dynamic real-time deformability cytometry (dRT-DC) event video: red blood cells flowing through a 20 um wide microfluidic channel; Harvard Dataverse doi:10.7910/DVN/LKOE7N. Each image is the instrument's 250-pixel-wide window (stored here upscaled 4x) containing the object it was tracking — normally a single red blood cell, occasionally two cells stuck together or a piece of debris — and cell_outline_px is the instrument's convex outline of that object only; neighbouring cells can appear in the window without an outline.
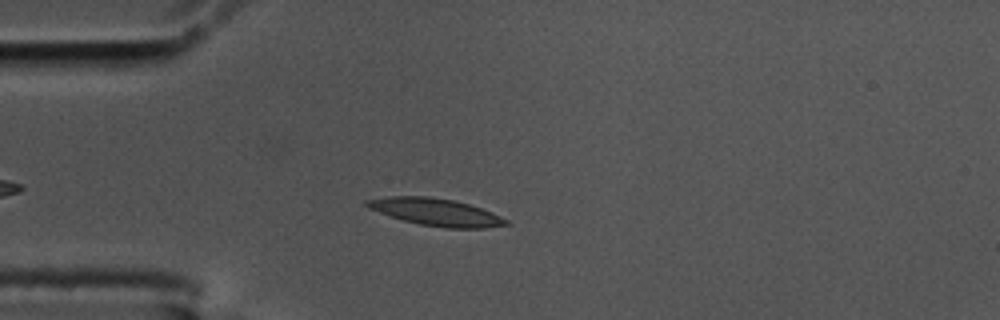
{"species": "common noctule bat (a hibernating species)", "species_latin": "Nyctalus noctula", "temperature_condition": "cold", "stored_images_in_passage": 50, "camera_frame_rate_fps": 3000, "um_per_image_px": 0.085, "animal": {"sex": "male", "body_mass_g": 17.5, "forearm_length_mm": 52.3}, "frame": {"image": 1, "passage_image": 8, "time_ms": 2.333, "image_size_px": [1000, 320], "cell_outline_px": [[512, 224], [484, 228], [444, 228], [420, 224], [404, 220], [368, 208], [364, 204], [364, 200], [392, 196], [428, 196], [452, 200], [468, 204], [492, 212], [508, 220]], "centroid_in_image_um": [37.07, 18.03], "position_along_channel_um": 47.9, "area_um2": 21.91}}
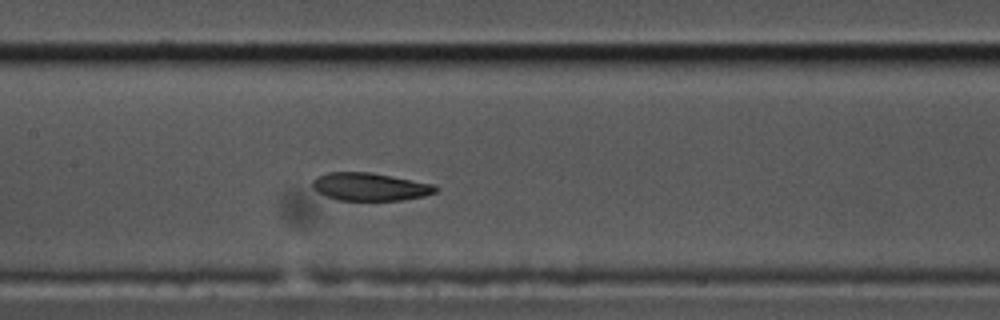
{"frame": {"image": 2, "passage_image": 20, "time_ms": 6.333, "image_size_px": [1000, 320], "cell_outline_px": [[440, 188], [436, 192], [424, 196], [400, 200], [336, 200], [324, 196], [316, 192], [312, 188], [312, 180], [316, 176], [328, 172], [368, 172], [432, 184]], "centroid_in_image_um": [31.37, 15.88], "position_along_channel_um": 176.0, "area_um2": 20.0}}
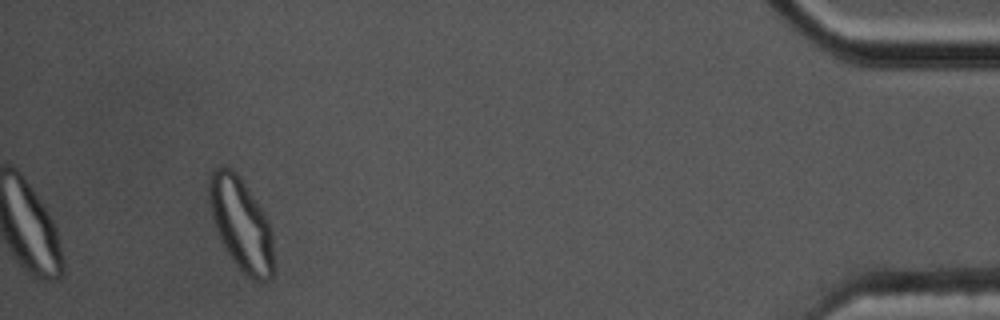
{"frame": {"image": 3, "passage_image": 46, "time_ms": 15.0, "image_size_px": [1000, 320], "cell_outline_px": [[272, 276], [268, 280], [260, 284], [252, 280], [232, 260], [220, 240], [212, 220], [208, 196], [208, 180], [212, 172], [220, 164], [236, 172], [268, 220], [272, 232]], "centroid_in_image_um": [20.46, 19.07], "position_along_channel_um": 414.7, "area_um2": 34.56}, "authors_computed_cell_mechanics": {"area_um2": 21.2415, "velocity_mm_per_s": 3.5369, "shape_relaxation_time_tau1_ms": 8.8368, "shape_relaxation_time_tau2_ms": 2.5325, "deformation_change_tau1": 0.2244, "deformation_change_tau2": 0.0811}}